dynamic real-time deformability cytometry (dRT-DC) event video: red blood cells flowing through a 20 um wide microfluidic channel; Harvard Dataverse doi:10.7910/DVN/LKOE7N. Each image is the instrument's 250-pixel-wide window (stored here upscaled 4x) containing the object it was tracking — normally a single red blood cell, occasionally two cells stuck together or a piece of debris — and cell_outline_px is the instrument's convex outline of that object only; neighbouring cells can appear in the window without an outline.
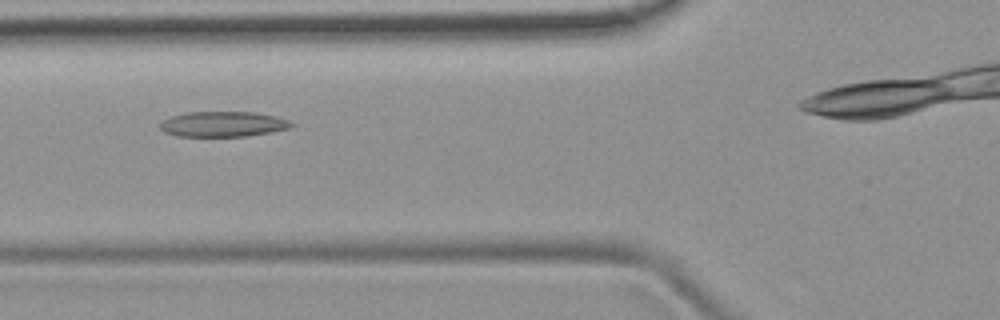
{"species": "common noctule bat (a hibernating species)", "species_latin": "Nyctalus noctula", "temperature_condition": "room temperature", "stored_images_in_passage": 33, "camera_frame_rate_fps": 3000, "um_per_image_px": 0.085, "animal": {"sex": "female", "body_mass_g": 19.9}, "frame": {"image": 1, "passage_image": 10, "time_ms": 3.0, "image_size_px": [1000, 320], "cell_outline_px": [[296, 124], [292, 128], [248, 136], [176, 136], [164, 132], [160, 128], [160, 124], [164, 120], [172, 116], [188, 112], [252, 112], [276, 116], [292, 120]], "centroid_in_image_um": [19.03, 10.55], "position_along_channel_um": 106.8, "area_um2": 19.48}}
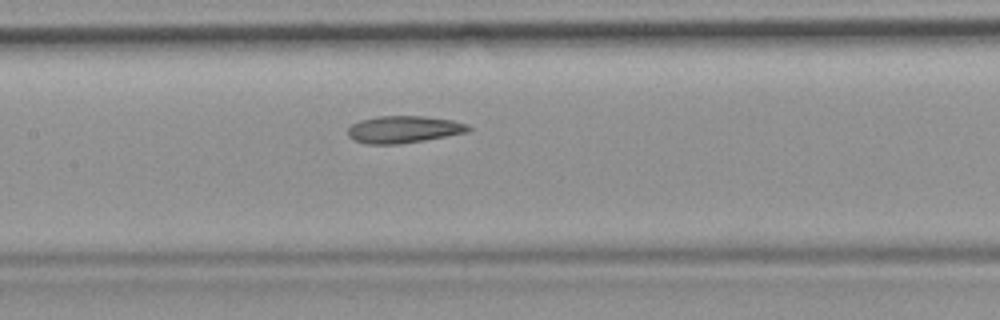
{"frame": {"image": 2, "passage_image": 15, "time_ms": 4.667, "image_size_px": [1000, 320], "cell_outline_px": [[472, 128], [468, 132], [424, 140], [400, 144], [368, 144], [352, 140], [348, 136], [348, 128], [352, 124], [360, 120], [376, 116], [420, 116], [452, 120], [468, 124]], "centroid_in_image_um": [34.29, 11.0], "position_along_channel_um": 173.1, "area_um2": 19.07}}